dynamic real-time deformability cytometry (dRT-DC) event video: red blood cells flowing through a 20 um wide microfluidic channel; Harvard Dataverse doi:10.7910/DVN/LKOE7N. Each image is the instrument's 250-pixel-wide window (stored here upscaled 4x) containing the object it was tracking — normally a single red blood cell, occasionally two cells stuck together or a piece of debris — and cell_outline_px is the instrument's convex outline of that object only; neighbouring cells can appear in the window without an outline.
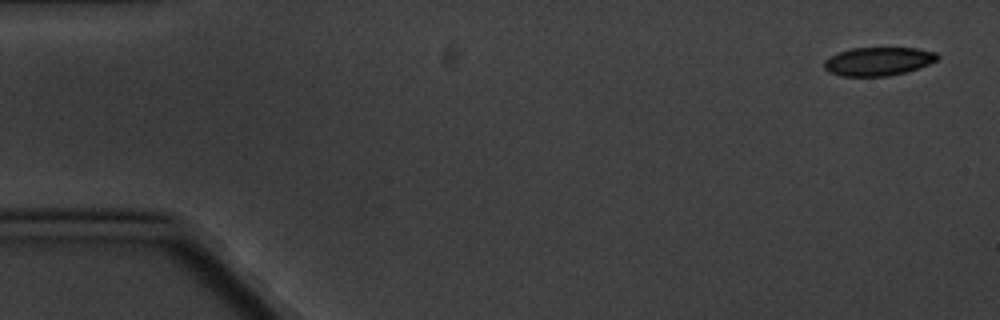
{"species": "common noctule bat (a hibernating species)", "species_latin": "Nyctalus noctula", "temperature_condition": "cold", "stored_images_in_passage": 6, "segment_of_instrument_passage": [1, 2], "camera_frame_rate_fps": 3000, "um_per_image_px": 0.085, "animal": {"sex": "male", "body_mass_g": 20.1, "forearm_length_mm": 53.5}, "frame": {"image": 1, "passage_image": 1, "time_ms": 0.0, "image_size_px": [1000, 320], "cell_outline_px": [[940, 56], [936, 60], [920, 68], [908, 72], [888, 76], [840, 76], [828, 72], [824, 68], [824, 60], [840, 52], [852, 48], [916, 48], [936, 52]], "centroid_in_image_um": [74.66, 5.22], "position_along_channel_um": 10.3, "area_um2": 18.84}}
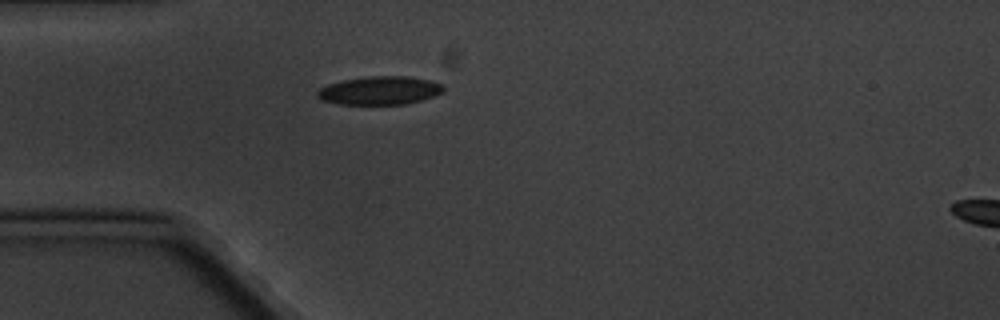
{"frame": {"image": 2, "passage_image": 5, "time_ms": 4.667, "image_size_px": [1000, 320], "cell_outline_px": [[444, 92], [420, 100], [404, 104], [340, 104], [324, 100], [316, 96], [316, 92], [320, 88], [328, 84], [344, 80], [368, 76], [408, 76], [428, 80], [444, 84]], "centroid_in_image_um": [32.29, 7.68], "position_along_channel_um": 52.7, "area_um2": 20.69}}